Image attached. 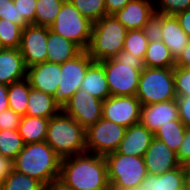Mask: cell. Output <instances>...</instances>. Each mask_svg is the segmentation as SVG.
Listing matches in <instances>:
<instances>
[{"label": "cell", "instance_id": "cell-1", "mask_svg": "<svg viewBox=\"0 0 190 190\" xmlns=\"http://www.w3.org/2000/svg\"><path fill=\"white\" fill-rule=\"evenodd\" d=\"M59 180L72 190H109L105 156L85 152L62 158Z\"/></svg>", "mask_w": 190, "mask_h": 190}, {"label": "cell", "instance_id": "cell-2", "mask_svg": "<svg viewBox=\"0 0 190 190\" xmlns=\"http://www.w3.org/2000/svg\"><path fill=\"white\" fill-rule=\"evenodd\" d=\"M61 157L45 142L25 144L13 160V169L44 186L59 179Z\"/></svg>", "mask_w": 190, "mask_h": 190}, {"label": "cell", "instance_id": "cell-3", "mask_svg": "<svg viewBox=\"0 0 190 190\" xmlns=\"http://www.w3.org/2000/svg\"><path fill=\"white\" fill-rule=\"evenodd\" d=\"M104 70L111 96H136L144 61L122 50L115 57L99 61Z\"/></svg>", "mask_w": 190, "mask_h": 190}, {"label": "cell", "instance_id": "cell-4", "mask_svg": "<svg viewBox=\"0 0 190 190\" xmlns=\"http://www.w3.org/2000/svg\"><path fill=\"white\" fill-rule=\"evenodd\" d=\"M86 130L61 111L49 119L45 142L61 157L86 152Z\"/></svg>", "mask_w": 190, "mask_h": 190}, {"label": "cell", "instance_id": "cell-5", "mask_svg": "<svg viewBox=\"0 0 190 190\" xmlns=\"http://www.w3.org/2000/svg\"><path fill=\"white\" fill-rule=\"evenodd\" d=\"M127 29L114 15H106L93 23L87 53L94 61L113 58L123 50Z\"/></svg>", "mask_w": 190, "mask_h": 190}, {"label": "cell", "instance_id": "cell-6", "mask_svg": "<svg viewBox=\"0 0 190 190\" xmlns=\"http://www.w3.org/2000/svg\"><path fill=\"white\" fill-rule=\"evenodd\" d=\"M136 97L141 106L176 99L174 68L145 67L140 74Z\"/></svg>", "mask_w": 190, "mask_h": 190}, {"label": "cell", "instance_id": "cell-7", "mask_svg": "<svg viewBox=\"0 0 190 190\" xmlns=\"http://www.w3.org/2000/svg\"><path fill=\"white\" fill-rule=\"evenodd\" d=\"M105 159L108 182L112 189L123 190L139 187L148 174L143 157L113 152L107 154Z\"/></svg>", "mask_w": 190, "mask_h": 190}, {"label": "cell", "instance_id": "cell-8", "mask_svg": "<svg viewBox=\"0 0 190 190\" xmlns=\"http://www.w3.org/2000/svg\"><path fill=\"white\" fill-rule=\"evenodd\" d=\"M92 26L93 23L88 18L82 16L69 0H65L49 30L72 41L82 50H87Z\"/></svg>", "mask_w": 190, "mask_h": 190}, {"label": "cell", "instance_id": "cell-9", "mask_svg": "<svg viewBox=\"0 0 190 190\" xmlns=\"http://www.w3.org/2000/svg\"><path fill=\"white\" fill-rule=\"evenodd\" d=\"M125 132L126 127L101 118L86 129V152L100 156L115 152Z\"/></svg>", "mask_w": 190, "mask_h": 190}, {"label": "cell", "instance_id": "cell-10", "mask_svg": "<svg viewBox=\"0 0 190 190\" xmlns=\"http://www.w3.org/2000/svg\"><path fill=\"white\" fill-rule=\"evenodd\" d=\"M93 61L87 51L83 50L73 59L61 64V77L55 96L61 107L80 89L86 70Z\"/></svg>", "mask_w": 190, "mask_h": 190}, {"label": "cell", "instance_id": "cell-11", "mask_svg": "<svg viewBox=\"0 0 190 190\" xmlns=\"http://www.w3.org/2000/svg\"><path fill=\"white\" fill-rule=\"evenodd\" d=\"M103 101L95 96L77 90L62 111L76 120L85 130L102 118Z\"/></svg>", "mask_w": 190, "mask_h": 190}, {"label": "cell", "instance_id": "cell-12", "mask_svg": "<svg viewBox=\"0 0 190 190\" xmlns=\"http://www.w3.org/2000/svg\"><path fill=\"white\" fill-rule=\"evenodd\" d=\"M140 110L136 96H109L103 101L102 118L128 128L139 123Z\"/></svg>", "mask_w": 190, "mask_h": 190}, {"label": "cell", "instance_id": "cell-13", "mask_svg": "<svg viewBox=\"0 0 190 190\" xmlns=\"http://www.w3.org/2000/svg\"><path fill=\"white\" fill-rule=\"evenodd\" d=\"M47 39L48 27L29 24L22 30L19 51L27 68L47 61Z\"/></svg>", "mask_w": 190, "mask_h": 190}, {"label": "cell", "instance_id": "cell-14", "mask_svg": "<svg viewBox=\"0 0 190 190\" xmlns=\"http://www.w3.org/2000/svg\"><path fill=\"white\" fill-rule=\"evenodd\" d=\"M61 77V64L43 62L27 68V79L31 88L56 96Z\"/></svg>", "mask_w": 190, "mask_h": 190}, {"label": "cell", "instance_id": "cell-15", "mask_svg": "<svg viewBox=\"0 0 190 190\" xmlns=\"http://www.w3.org/2000/svg\"><path fill=\"white\" fill-rule=\"evenodd\" d=\"M148 174L161 175L180 166L176 153L163 141L153 138L143 156Z\"/></svg>", "mask_w": 190, "mask_h": 190}, {"label": "cell", "instance_id": "cell-16", "mask_svg": "<svg viewBox=\"0 0 190 190\" xmlns=\"http://www.w3.org/2000/svg\"><path fill=\"white\" fill-rule=\"evenodd\" d=\"M172 120H179L176 99L141 106L139 122L153 133Z\"/></svg>", "mask_w": 190, "mask_h": 190}, {"label": "cell", "instance_id": "cell-17", "mask_svg": "<svg viewBox=\"0 0 190 190\" xmlns=\"http://www.w3.org/2000/svg\"><path fill=\"white\" fill-rule=\"evenodd\" d=\"M154 12L153 0H132L114 16L127 30H136L143 29Z\"/></svg>", "mask_w": 190, "mask_h": 190}, {"label": "cell", "instance_id": "cell-18", "mask_svg": "<svg viewBox=\"0 0 190 190\" xmlns=\"http://www.w3.org/2000/svg\"><path fill=\"white\" fill-rule=\"evenodd\" d=\"M154 138V133L143 124L136 123L126 128L116 153L143 157Z\"/></svg>", "mask_w": 190, "mask_h": 190}, {"label": "cell", "instance_id": "cell-19", "mask_svg": "<svg viewBox=\"0 0 190 190\" xmlns=\"http://www.w3.org/2000/svg\"><path fill=\"white\" fill-rule=\"evenodd\" d=\"M27 78V67L19 48L0 51V84L10 85Z\"/></svg>", "mask_w": 190, "mask_h": 190}, {"label": "cell", "instance_id": "cell-20", "mask_svg": "<svg viewBox=\"0 0 190 190\" xmlns=\"http://www.w3.org/2000/svg\"><path fill=\"white\" fill-rule=\"evenodd\" d=\"M188 175L189 171L183 165L158 176L147 174L139 190H185Z\"/></svg>", "mask_w": 190, "mask_h": 190}, {"label": "cell", "instance_id": "cell-21", "mask_svg": "<svg viewBox=\"0 0 190 190\" xmlns=\"http://www.w3.org/2000/svg\"><path fill=\"white\" fill-rule=\"evenodd\" d=\"M162 42L169 48L171 56L176 60L190 37L180 27L179 21L174 15L162 14Z\"/></svg>", "mask_w": 190, "mask_h": 190}, {"label": "cell", "instance_id": "cell-22", "mask_svg": "<svg viewBox=\"0 0 190 190\" xmlns=\"http://www.w3.org/2000/svg\"><path fill=\"white\" fill-rule=\"evenodd\" d=\"M47 61L62 64L73 59L83 50L70 40L49 30L47 39Z\"/></svg>", "mask_w": 190, "mask_h": 190}, {"label": "cell", "instance_id": "cell-23", "mask_svg": "<svg viewBox=\"0 0 190 190\" xmlns=\"http://www.w3.org/2000/svg\"><path fill=\"white\" fill-rule=\"evenodd\" d=\"M80 89L102 101L111 96L105 70L99 61H93L88 66Z\"/></svg>", "mask_w": 190, "mask_h": 190}, {"label": "cell", "instance_id": "cell-24", "mask_svg": "<svg viewBox=\"0 0 190 190\" xmlns=\"http://www.w3.org/2000/svg\"><path fill=\"white\" fill-rule=\"evenodd\" d=\"M61 111L62 107L56 102L55 97L31 88L28 97L27 116L50 119Z\"/></svg>", "mask_w": 190, "mask_h": 190}, {"label": "cell", "instance_id": "cell-25", "mask_svg": "<svg viewBox=\"0 0 190 190\" xmlns=\"http://www.w3.org/2000/svg\"><path fill=\"white\" fill-rule=\"evenodd\" d=\"M49 119L27 116L21 118L19 134L25 144L43 142L46 139Z\"/></svg>", "mask_w": 190, "mask_h": 190}, {"label": "cell", "instance_id": "cell-26", "mask_svg": "<svg viewBox=\"0 0 190 190\" xmlns=\"http://www.w3.org/2000/svg\"><path fill=\"white\" fill-rule=\"evenodd\" d=\"M145 67L148 68H174L175 60L169 48L162 41L149 42L143 58Z\"/></svg>", "mask_w": 190, "mask_h": 190}, {"label": "cell", "instance_id": "cell-27", "mask_svg": "<svg viewBox=\"0 0 190 190\" xmlns=\"http://www.w3.org/2000/svg\"><path fill=\"white\" fill-rule=\"evenodd\" d=\"M30 90L31 86L27 78L8 85L9 109L21 116L26 115Z\"/></svg>", "mask_w": 190, "mask_h": 190}, {"label": "cell", "instance_id": "cell-28", "mask_svg": "<svg viewBox=\"0 0 190 190\" xmlns=\"http://www.w3.org/2000/svg\"><path fill=\"white\" fill-rule=\"evenodd\" d=\"M186 129L180 120H172L166 125H161L155 131L154 137L163 141L177 154L184 139Z\"/></svg>", "mask_w": 190, "mask_h": 190}, {"label": "cell", "instance_id": "cell-29", "mask_svg": "<svg viewBox=\"0 0 190 190\" xmlns=\"http://www.w3.org/2000/svg\"><path fill=\"white\" fill-rule=\"evenodd\" d=\"M65 0H37L35 25L50 27L60 12Z\"/></svg>", "mask_w": 190, "mask_h": 190}, {"label": "cell", "instance_id": "cell-30", "mask_svg": "<svg viewBox=\"0 0 190 190\" xmlns=\"http://www.w3.org/2000/svg\"><path fill=\"white\" fill-rule=\"evenodd\" d=\"M24 145L18 129L0 131V154L2 156L13 161Z\"/></svg>", "mask_w": 190, "mask_h": 190}, {"label": "cell", "instance_id": "cell-31", "mask_svg": "<svg viewBox=\"0 0 190 190\" xmlns=\"http://www.w3.org/2000/svg\"><path fill=\"white\" fill-rule=\"evenodd\" d=\"M2 190H43L44 185L25 174L19 173L14 169L2 181Z\"/></svg>", "mask_w": 190, "mask_h": 190}, {"label": "cell", "instance_id": "cell-32", "mask_svg": "<svg viewBox=\"0 0 190 190\" xmlns=\"http://www.w3.org/2000/svg\"><path fill=\"white\" fill-rule=\"evenodd\" d=\"M70 3L92 23L106 16L105 0H69Z\"/></svg>", "mask_w": 190, "mask_h": 190}, {"label": "cell", "instance_id": "cell-33", "mask_svg": "<svg viewBox=\"0 0 190 190\" xmlns=\"http://www.w3.org/2000/svg\"><path fill=\"white\" fill-rule=\"evenodd\" d=\"M148 39L142 29L128 30L124 40L123 50L143 59L148 47Z\"/></svg>", "mask_w": 190, "mask_h": 190}, {"label": "cell", "instance_id": "cell-34", "mask_svg": "<svg viewBox=\"0 0 190 190\" xmlns=\"http://www.w3.org/2000/svg\"><path fill=\"white\" fill-rule=\"evenodd\" d=\"M23 28L9 20L0 19V41L4 48H19Z\"/></svg>", "mask_w": 190, "mask_h": 190}, {"label": "cell", "instance_id": "cell-35", "mask_svg": "<svg viewBox=\"0 0 190 190\" xmlns=\"http://www.w3.org/2000/svg\"><path fill=\"white\" fill-rule=\"evenodd\" d=\"M154 10L165 15H176L190 10V0H153Z\"/></svg>", "mask_w": 190, "mask_h": 190}, {"label": "cell", "instance_id": "cell-36", "mask_svg": "<svg viewBox=\"0 0 190 190\" xmlns=\"http://www.w3.org/2000/svg\"><path fill=\"white\" fill-rule=\"evenodd\" d=\"M174 84L177 97H190V69L175 66Z\"/></svg>", "mask_w": 190, "mask_h": 190}, {"label": "cell", "instance_id": "cell-37", "mask_svg": "<svg viewBox=\"0 0 190 190\" xmlns=\"http://www.w3.org/2000/svg\"><path fill=\"white\" fill-rule=\"evenodd\" d=\"M142 30L149 42L162 41V14L154 12Z\"/></svg>", "mask_w": 190, "mask_h": 190}, {"label": "cell", "instance_id": "cell-38", "mask_svg": "<svg viewBox=\"0 0 190 190\" xmlns=\"http://www.w3.org/2000/svg\"><path fill=\"white\" fill-rule=\"evenodd\" d=\"M0 19L9 20L23 29L30 24L26 19H18L17 7L13 0H0Z\"/></svg>", "mask_w": 190, "mask_h": 190}, {"label": "cell", "instance_id": "cell-39", "mask_svg": "<svg viewBox=\"0 0 190 190\" xmlns=\"http://www.w3.org/2000/svg\"><path fill=\"white\" fill-rule=\"evenodd\" d=\"M18 11V19H26L35 25V13L37 0H13Z\"/></svg>", "mask_w": 190, "mask_h": 190}, {"label": "cell", "instance_id": "cell-40", "mask_svg": "<svg viewBox=\"0 0 190 190\" xmlns=\"http://www.w3.org/2000/svg\"><path fill=\"white\" fill-rule=\"evenodd\" d=\"M22 116L11 109L0 112V131L18 129Z\"/></svg>", "mask_w": 190, "mask_h": 190}, {"label": "cell", "instance_id": "cell-41", "mask_svg": "<svg viewBox=\"0 0 190 190\" xmlns=\"http://www.w3.org/2000/svg\"><path fill=\"white\" fill-rule=\"evenodd\" d=\"M176 156L180 165L187 167L190 164V128L186 129L184 139Z\"/></svg>", "mask_w": 190, "mask_h": 190}, {"label": "cell", "instance_id": "cell-42", "mask_svg": "<svg viewBox=\"0 0 190 190\" xmlns=\"http://www.w3.org/2000/svg\"><path fill=\"white\" fill-rule=\"evenodd\" d=\"M176 102L178 105L179 120L190 128V97H177Z\"/></svg>", "mask_w": 190, "mask_h": 190}, {"label": "cell", "instance_id": "cell-43", "mask_svg": "<svg viewBox=\"0 0 190 190\" xmlns=\"http://www.w3.org/2000/svg\"><path fill=\"white\" fill-rule=\"evenodd\" d=\"M132 0H105V9L107 15H114Z\"/></svg>", "mask_w": 190, "mask_h": 190}, {"label": "cell", "instance_id": "cell-44", "mask_svg": "<svg viewBox=\"0 0 190 190\" xmlns=\"http://www.w3.org/2000/svg\"><path fill=\"white\" fill-rule=\"evenodd\" d=\"M175 66L190 69V39L180 56L175 60Z\"/></svg>", "mask_w": 190, "mask_h": 190}, {"label": "cell", "instance_id": "cell-45", "mask_svg": "<svg viewBox=\"0 0 190 190\" xmlns=\"http://www.w3.org/2000/svg\"><path fill=\"white\" fill-rule=\"evenodd\" d=\"M13 170V161L0 154V183L8 176Z\"/></svg>", "mask_w": 190, "mask_h": 190}, {"label": "cell", "instance_id": "cell-46", "mask_svg": "<svg viewBox=\"0 0 190 190\" xmlns=\"http://www.w3.org/2000/svg\"><path fill=\"white\" fill-rule=\"evenodd\" d=\"M175 16L179 21L180 27L190 37V10L179 12Z\"/></svg>", "mask_w": 190, "mask_h": 190}, {"label": "cell", "instance_id": "cell-47", "mask_svg": "<svg viewBox=\"0 0 190 190\" xmlns=\"http://www.w3.org/2000/svg\"><path fill=\"white\" fill-rule=\"evenodd\" d=\"M7 91L8 86L0 84V112L9 109Z\"/></svg>", "mask_w": 190, "mask_h": 190}, {"label": "cell", "instance_id": "cell-48", "mask_svg": "<svg viewBox=\"0 0 190 190\" xmlns=\"http://www.w3.org/2000/svg\"><path fill=\"white\" fill-rule=\"evenodd\" d=\"M43 190H72L67 185H65L61 180L56 179L44 186Z\"/></svg>", "mask_w": 190, "mask_h": 190}, {"label": "cell", "instance_id": "cell-49", "mask_svg": "<svg viewBox=\"0 0 190 190\" xmlns=\"http://www.w3.org/2000/svg\"><path fill=\"white\" fill-rule=\"evenodd\" d=\"M185 190H190V173H189L187 180H186Z\"/></svg>", "mask_w": 190, "mask_h": 190}, {"label": "cell", "instance_id": "cell-50", "mask_svg": "<svg viewBox=\"0 0 190 190\" xmlns=\"http://www.w3.org/2000/svg\"><path fill=\"white\" fill-rule=\"evenodd\" d=\"M109 190H120V189H112V188H110ZM123 190H139V187H133V188H130V189H123Z\"/></svg>", "mask_w": 190, "mask_h": 190}, {"label": "cell", "instance_id": "cell-51", "mask_svg": "<svg viewBox=\"0 0 190 190\" xmlns=\"http://www.w3.org/2000/svg\"><path fill=\"white\" fill-rule=\"evenodd\" d=\"M4 49V46L2 45L1 41H0V51Z\"/></svg>", "mask_w": 190, "mask_h": 190}, {"label": "cell", "instance_id": "cell-52", "mask_svg": "<svg viewBox=\"0 0 190 190\" xmlns=\"http://www.w3.org/2000/svg\"><path fill=\"white\" fill-rule=\"evenodd\" d=\"M187 169H188V171H189V173H190V164L187 166Z\"/></svg>", "mask_w": 190, "mask_h": 190}]
</instances>
